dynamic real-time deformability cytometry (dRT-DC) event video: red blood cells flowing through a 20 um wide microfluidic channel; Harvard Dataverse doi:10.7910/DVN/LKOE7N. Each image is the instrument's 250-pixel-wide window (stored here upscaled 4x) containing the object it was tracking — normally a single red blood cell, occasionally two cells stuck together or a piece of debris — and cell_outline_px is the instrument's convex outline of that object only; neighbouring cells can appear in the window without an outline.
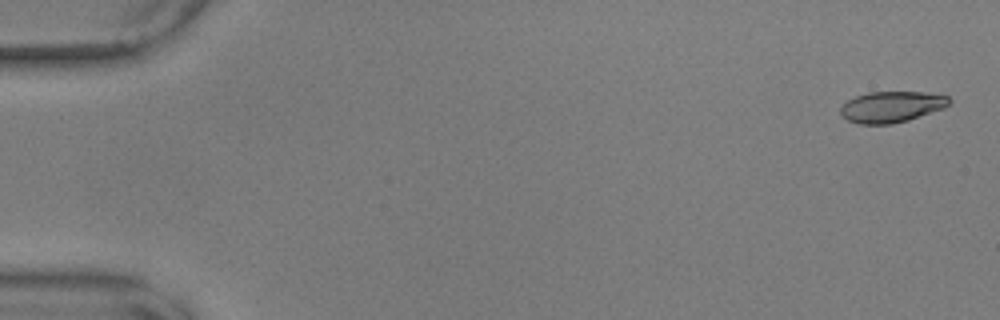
{"species": "common noctule bat (a hibernating species)", "species_latin": "Nyctalus noctula", "temperature_condition": "warm", "stored_images_in_passage": 57, "camera_frame_rate_fps": 3000, "um_per_image_px": 0.085, "animal": {"sex": "male", "body_mass_g": 17.9, "forearm_length_mm": 54.2}, "frame": {"image": 1, "passage_image": 2, "time_ms": 0.333, "image_size_px": [1000, 320], "cell_outline_px": [[952, 100], [944, 108], [908, 120], [892, 124], [860, 124], [848, 120], [840, 112], [840, 108], [848, 100], [856, 96], [868, 92], [924, 92], [948, 96]], "centroid_in_image_um": [75.79, 9.08], "position_along_channel_um": 9.2, "area_um2": 19.54}}
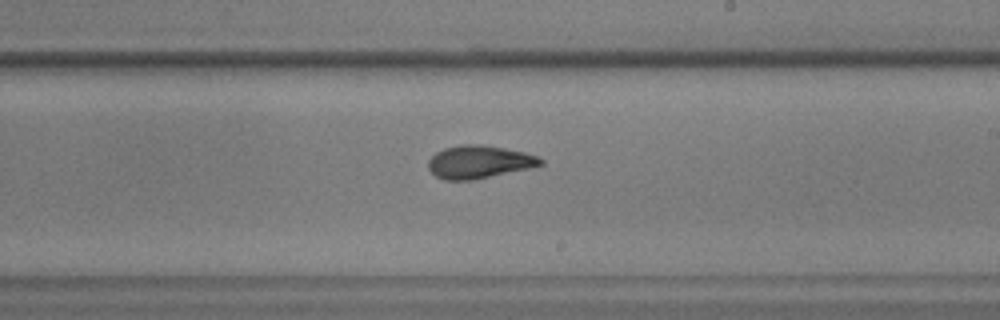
{"frame": {"image": 2, "passage_image": 34, "time_ms": 11.0, "image_size_px": [1000, 320], "cell_outline_px": [[544, 164], [528, 168], [472, 180], [444, 180], [436, 176], [428, 168], [428, 160], [436, 152], [444, 148], [460, 144], [480, 144], [504, 148], [524, 152], [540, 156], [544, 160]], "centroid_in_image_um": [40.72, 13.75], "position_along_channel_um": 248.3, "area_um2": 21.5}}
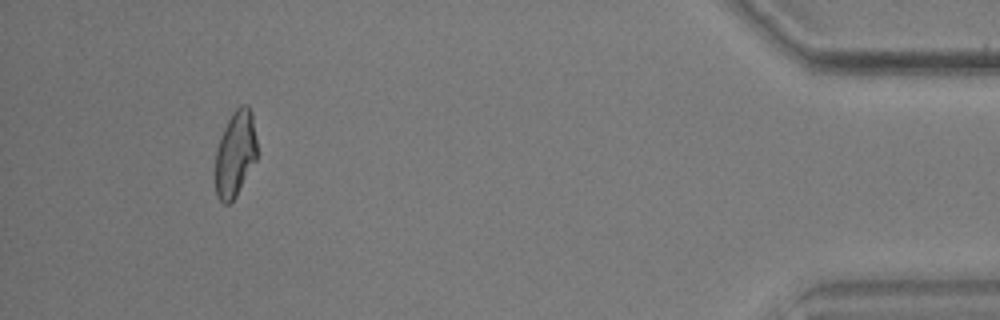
{"frame": {"image": 3, "passage_image": 53, "time_ms": 17.333, "image_size_px": [1000, 320], "cell_outline_px": [[256, 160], [236, 196], [228, 204], [224, 204], [216, 196], [216, 148], [220, 136], [232, 112], [240, 104], [248, 104], [252, 112], [256, 140]], "centroid_in_image_um": [20.0, 13.04], "position_along_channel_um": 415.2, "area_um2": 20.87}, "authors_computed_cell_mechanics": {"area_um2": 21.3282, "velocity_mm_per_s": 3.5972, "shape_relaxation_time_tau1_ms": 4.8848, "shape_relaxation_time_tau2_ms": 1.8402, "deformation_change_tau1": 0.1549, "deformation_change_tau2": 0.0841}}